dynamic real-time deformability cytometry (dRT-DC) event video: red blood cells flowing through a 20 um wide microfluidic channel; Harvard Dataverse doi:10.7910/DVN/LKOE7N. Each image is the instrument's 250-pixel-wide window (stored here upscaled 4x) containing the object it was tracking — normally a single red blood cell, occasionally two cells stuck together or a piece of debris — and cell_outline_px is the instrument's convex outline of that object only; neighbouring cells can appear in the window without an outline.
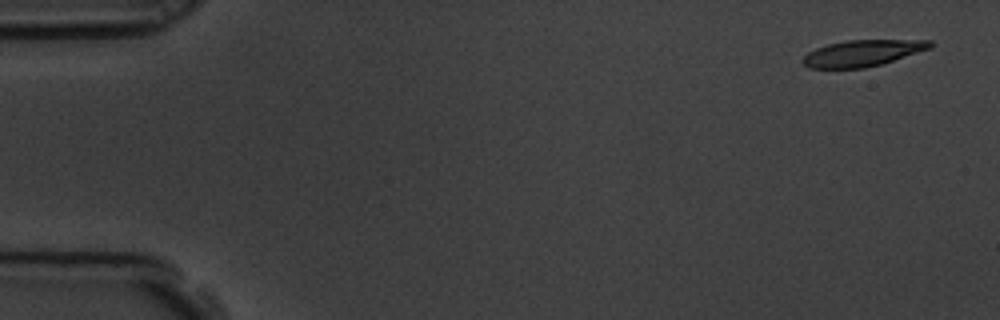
{"species": "common noctule bat (a hibernating species)", "species_latin": "Nyctalus noctula", "temperature_condition": "room temperature", "stored_images_in_passage": 10, "camera_frame_rate_fps": 3000, "um_per_image_px": 0.085, "animal": {"sex": "male", "body_mass_g": 19.5, "forearm_length_mm": 54.6}, "frame": {"image": 1, "passage_image": 1, "time_ms": 0.0, "image_size_px": [1000, 320], "cell_outline_px": [[932, 48], [880, 64], [864, 68], [808, 68], [800, 60], [808, 52], [816, 48], [828, 44], [848, 40], [932, 40]], "centroid_in_image_um": [73.29, 4.51], "position_along_channel_um": 11.7, "area_um2": 19.42}}
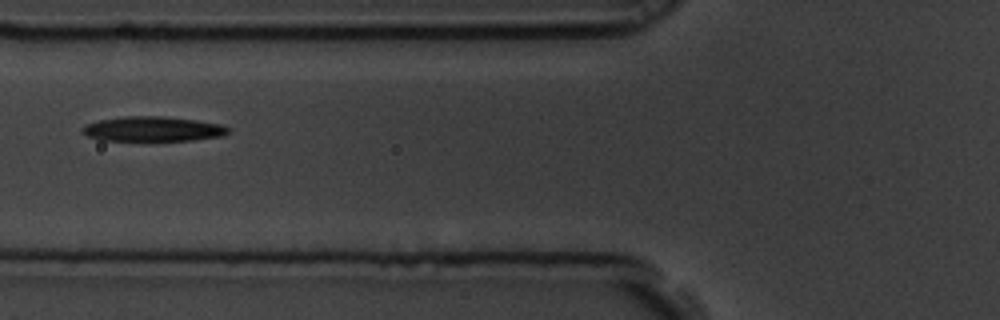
{"frame": {"image": 2, "passage_image": 6, "time_ms": 1.667, "image_size_px": [1000, 320], "cell_outline_px": [[232, 128], [228, 132], [220, 136], [192, 140], [100, 140], [88, 136], [80, 128], [84, 124], [100, 120], [124, 116], [164, 116], [196, 120], [224, 124]], "centroid_in_image_um": [13.01, 10.95], "position_along_channel_um": 112.8, "area_um2": 21.1}}
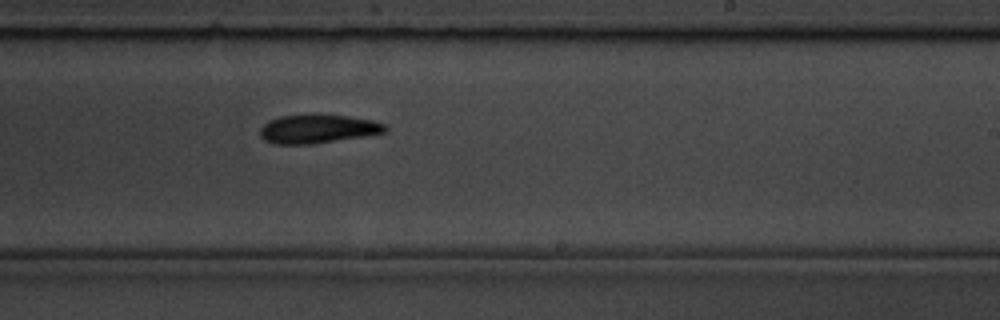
{"frame": {"image": 3, "passage_image": 10, "time_ms": 3.0, "image_size_px": [1000, 320], "cell_outline_px": [[388, 128], [384, 132], [364, 136], [312, 144], [272, 144], [264, 140], [260, 136], [260, 128], [268, 120], [280, 116], [312, 112], [348, 116], [372, 120], [388, 124]], "centroid_in_image_um": [26.98, 10.92], "position_along_channel_um": 262.0, "area_um2": 21.56}}